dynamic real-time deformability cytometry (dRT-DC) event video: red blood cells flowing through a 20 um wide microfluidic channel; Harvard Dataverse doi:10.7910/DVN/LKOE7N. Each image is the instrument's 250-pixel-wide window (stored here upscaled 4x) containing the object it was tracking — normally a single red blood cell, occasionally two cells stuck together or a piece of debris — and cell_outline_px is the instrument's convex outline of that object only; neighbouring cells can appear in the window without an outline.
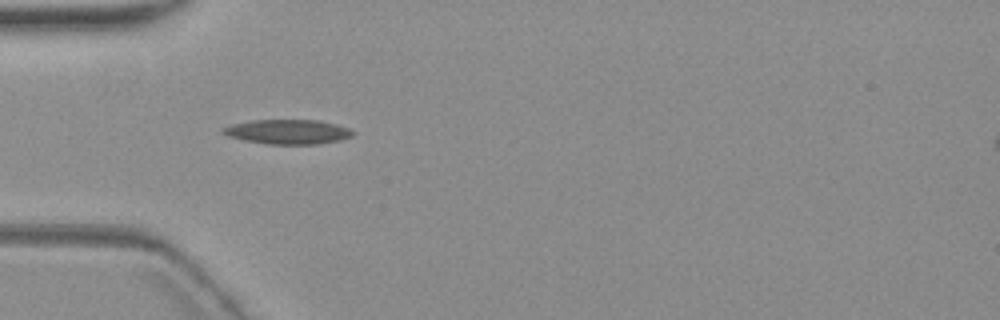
{"species": "common noctule bat (a hibernating species)", "species_latin": "Nyctalus noctula", "temperature_condition": "warm", "stored_images_in_passage": 5, "camera_frame_rate_fps": 3000, "um_per_image_px": 0.085, "animal": {"sex": "female", "body_mass_g": 19.3, "forearm_length_mm": 54.1}, "frame": {"image": 1, "passage_image": 5, "time_ms": 5.0, "image_size_px": [1000, 320], "cell_outline_px": [[356, 132], [352, 136], [336, 140], [316, 144], [268, 144], [244, 140], [228, 136], [220, 132], [220, 128], [232, 124], [252, 120], [316, 120], [336, 124], [348, 128]], "centroid_in_image_um": [24.41, 11.19], "position_along_channel_um": 60.6, "area_um2": 18.5}}